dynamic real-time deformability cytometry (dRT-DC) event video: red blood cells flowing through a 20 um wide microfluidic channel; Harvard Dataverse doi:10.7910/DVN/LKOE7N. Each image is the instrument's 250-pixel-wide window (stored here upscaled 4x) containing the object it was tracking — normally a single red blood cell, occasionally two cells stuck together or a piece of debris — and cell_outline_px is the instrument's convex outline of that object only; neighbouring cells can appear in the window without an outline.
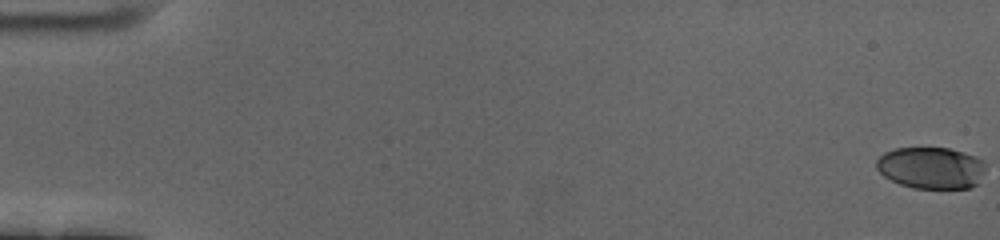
{"species": "human", "species_latin": "Homo sapiens", "temperature_condition": "cold", "stored_images_in_passage": 51, "camera_frame_rate_fps": 3000, "um_per_image_px": 0.085, "donor": {"sex": "female"}, "frame": {"image": 1, "passage_image": 1, "time_ms": 0.0, "image_size_px": [1000, 240], "cell_outline_px": [[984, 172], [980, 184], [972, 188], [912, 188], [900, 184], [884, 176], [876, 168], [876, 160], [884, 152], [896, 148], [948, 148], [964, 152], [976, 156], [984, 160]], "centroid_in_image_um": [79.18, 14.27], "position_along_channel_um": 5.8, "area_um2": 26.82}}